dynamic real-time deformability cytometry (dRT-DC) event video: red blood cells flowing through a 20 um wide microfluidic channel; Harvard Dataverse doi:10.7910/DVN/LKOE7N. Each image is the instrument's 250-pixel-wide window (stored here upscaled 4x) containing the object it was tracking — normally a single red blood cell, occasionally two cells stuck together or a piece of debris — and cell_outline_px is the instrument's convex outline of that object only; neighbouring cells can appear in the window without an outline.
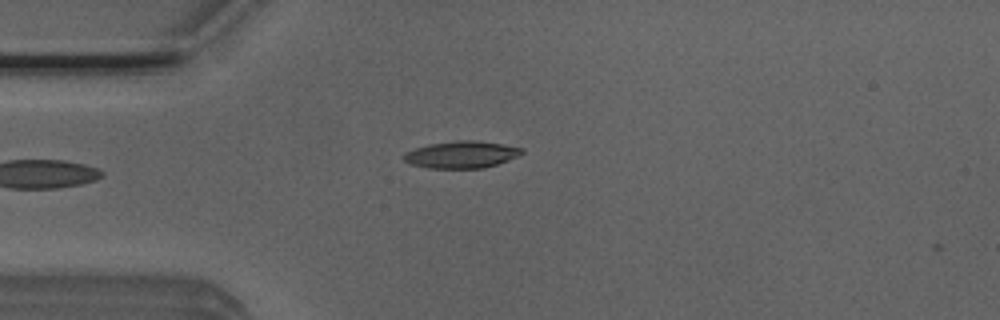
{"species": "Egyptian fruit bat (a non-hibernating species)", "species_latin": "Rousettus aegyptiacus", "temperature_condition": "room temperature", "stored_images_in_passage": 4, "camera_frame_rate_fps": 3000, "um_per_image_px": 0.085, "animal": {"sex": "male"}, "frame": {"image": 1, "passage_image": 2, "time_ms": 0.333, "image_size_px": [1000, 320], "cell_outline_px": [[524, 152], [508, 160], [484, 168], [428, 168], [412, 164], [404, 160], [400, 156], [404, 152], [428, 144], [456, 140], [476, 140], [524, 148]], "centroid_in_image_um": [39.18, 13.13], "position_along_channel_um": 45.8, "area_um2": 18.55}}